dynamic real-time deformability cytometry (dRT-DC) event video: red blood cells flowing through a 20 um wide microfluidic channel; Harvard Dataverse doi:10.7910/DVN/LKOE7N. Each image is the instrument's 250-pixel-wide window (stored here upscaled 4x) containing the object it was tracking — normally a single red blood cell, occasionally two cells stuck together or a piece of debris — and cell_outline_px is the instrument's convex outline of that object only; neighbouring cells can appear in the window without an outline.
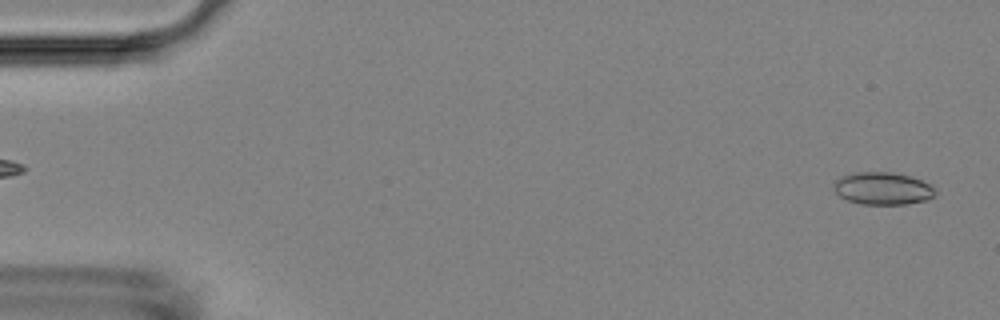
{"species": "Egyptian fruit bat (a non-hibernating species)", "species_latin": "Rousettus aegyptiacus", "temperature_condition": "room temperature", "stored_images_in_passage": 7, "camera_frame_rate_fps": 3000, "um_per_image_px": 0.085, "animal": {"sex": "female"}, "frame": {"image": 1, "passage_image": 2, "time_ms": 0.333, "image_size_px": [1000, 320], "cell_outline_px": [[936, 192], [932, 196], [924, 200], [904, 204], [860, 204], [848, 200], [840, 196], [836, 192], [836, 180], [840, 176], [856, 172], [892, 172], [908, 176], [920, 180], [928, 184]], "centroid_in_image_um": [75.0, 16.01], "position_along_channel_um": 10.0, "area_um2": 18.73}}